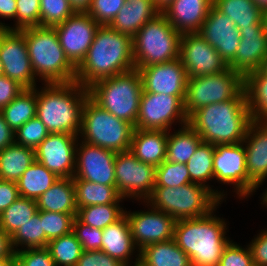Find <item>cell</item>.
<instances>
[{
    "mask_svg": "<svg viewBox=\"0 0 267 266\" xmlns=\"http://www.w3.org/2000/svg\"><path fill=\"white\" fill-rule=\"evenodd\" d=\"M181 34L160 12L132 38L135 67H147L179 58Z\"/></svg>",
    "mask_w": 267,
    "mask_h": 266,
    "instance_id": "8",
    "label": "cell"
},
{
    "mask_svg": "<svg viewBox=\"0 0 267 266\" xmlns=\"http://www.w3.org/2000/svg\"><path fill=\"white\" fill-rule=\"evenodd\" d=\"M243 90L244 77L229 67L218 74L188 77L185 114L189 117L203 106L233 99Z\"/></svg>",
    "mask_w": 267,
    "mask_h": 266,
    "instance_id": "10",
    "label": "cell"
},
{
    "mask_svg": "<svg viewBox=\"0 0 267 266\" xmlns=\"http://www.w3.org/2000/svg\"><path fill=\"white\" fill-rule=\"evenodd\" d=\"M70 8L74 13H88L91 8L92 0H68Z\"/></svg>",
    "mask_w": 267,
    "mask_h": 266,
    "instance_id": "58",
    "label": "cell"
},
{
    "mask_svg": "<svg viewBox=\"0 0 267 266\" xmlns=\"http://www.w3.org/2000/svg\"><path fill=\"white\" fill-rule=\"evenodd\" d=\"M248 246L254 266H267V230H262Z\"/></svg>",
    "mask_w": 267,
    "mask_h": 266,
    "instance_id": "53",
    "label": "cell"
},
{
    "mask_svg": "<svg viewBox=\"0 0 267 266\" xmlns=\"http://www.w3.org/2000/svg\"><path fill=\"white\" fill-rule=\"evenodd\" d=\"M244 90L252 121L267 122V75L260 69L248 73Z\"/></svg>",
    "mask_w": 267,
    "mask_h": 266,
    "instance_id": "32",
    "label": "cell"
},
{
    "mask_svg": "<svg viewBox=\"0 0 267 266\" xmlns=\"http://www.w3.org/2000/svg\"><path fill=\"white\" fill-rule=\"evenodd\" d=\"M254 2L262 11L267 9V0H254Z\"/></svg>",
    "mask_w": 267,
    "mask_h": 266,
    "instance_id": "60",
    "label": "cell"
},
{
    "mask_svg": "<svg viewBox=\"0 0 267 266\" xmlns=\"http://www.w3.org/2000/svg\"><path fill=\"white\" fill-rule=\"evenodd\" d=\"M239 33L240 44L228 67L245 77L261 68L267 56V35L263 20L255 28H240Z\"/></svg>",
    "mask_w": 267,
    "mask_h": 266,
    "instance_id": "22",
    "label": "cell"
},
{
    "mask_svg": "<svg viewBox=\"0 0 267 266\" xmlns=\"http://www.w3.org/2000/svg\"><path fill=\"white\" fill-rule=\"evenodd\" d=\"M58 179L52 171L35 161L17 181L19 196L37 200Z\"/></svg>",
    "mask_w": 267,
    "mask_h": 266,
    "instance_id": "34",
    "label": "cell"
},
{
    "mask_svg": "<svg viewBox=\"0 0 267 266\" xmlns=\"http://www.w3.org/2000/svg\"><path fill=\"white\" fill-rule=\"evenodd\" d=\"M77 209L89 205L119 204L124 198L116 186L102 185L87 180H73Z\"/></svg>",
    "mask_w": 267,
    "mask_h": 266,
    "instance_id": "36",
    "label": "cell"
},
{
    "mask_svg": "<svg viewBox=\"0 0 267 266\" xmlns=\"http://www.w3.org/2000/svg\"><path fill=\"white\" fill-rule=\"evenodd\" d=\"M36 161L35 150L16 143L0 151V179L17 182Z\"/></svg>",
    "mask_w": 267,
    "mask_h": 266,
    "instance_id": "30",
    "label": "cell"
},
{
    "mask_svg": "<svg viewBox=\"0 0 267 266\" xmlns=\"http://www.w3.org/2000/svg\"><path fill=\"white\" fill-rule=\"evenodd\" d=\"M120 204L89 205L78 209L77 218L92 228L104 229L124 215Z\"/></svg>",
    "mask_w": 267,
    "mask_h": 266,
    "instance_id": "41",
    "label": "cell"
},
{
    "mask_svg": "<svg viewBox=\"0 0 267 266\" xmlns=\"http://www.w3.org/2000/svg\"><path fill=\"white\" fill-rule=\"evenodd\" d=\"M37 90L36 116L49 133L80 135L82 109L88 88L76 81L43 84Z\"/></svg>",
    "mask_w": 267,
    "mask_h": 266,
    "instance_id": "3",
    "label": "cell"
},
{
    "mask_svg": "<svg viewBox=\"0 0 267 266\" xmlns=\"http://www.w3.org/2000/svg\"><path fill=\"white\" fill-rule=\"evenodd\" d=\"M14 252L29 248H44L49 240L45 236L40 210L25 224L21 225L10 237ZM22 247L21 249L17 247Z\"/></svg>",
    "mask_w": 267,
    "mask_h": 266,
    "instance_id": "38",
    "label": "cell"
},
{
    "mask_svg": "<svg viewBox=\"0 0 267 266\" xmlns=\"http://www.w3.org/2000/svg\"><path fill=\"white\" fill-rule=\"evenodd\" d=\"M72 232L81 243V247L84 251L101 250L102 229L92 228L75 217Z\"/></svg>",
    "mask_w": 267,
    "mask_h": 266,
    "instance_id": "47",
    "label": "cell"
},
{
    "mask_svg": "<svg viewBox=\"0 0 267 266\" xmlns=\"http://www.w3.org/2000/svg\"><path fill=\"white\" fill-rule=\"evenodd\" d=\"M19 197L17 182L0 179V214Z\"/></svg>",
    "mask_w": 267,
    "mask_h": 266,
    "instance_id": "54",
    "label": "cell"
},
{
    "mask_svg": "<svg viewBox=\"0 0 267 266\" xmlns=\"http://www.w3.org/2000/svg\"><path fill=\"white\" fill-rule=\"evenodd\" d=\"M213 0H174L161 13L180 33L199 32Z\"/></svg>",
    "mask_w": 267,
    "mask_h": 266,
    "instance_id": "24",
    "label": "cell"
},
{
    "mask_svg": "<svg viewBox=\"0 0 267 266\" xmlns=\"http://www.w3.org/2000/svg\"><path fill=\"white\" fill-rule=\"evenodd\" d=\"M126 0H92L88 14L99 24L109 25Z\"/></svg>",
    "mask_w": 267,
    "mask_h": 266,
    "instance_id": "49",
    "label": "cell"
},
{
    "mask_svg": "<svg viewBox=\"0 0 267 266\" xmlns=\"http://www.w3.org/2000/svg\"><path fill=\"white\" fill-rule=\"evenodd\" d=\"M135 68L141 75L144 92L178 96L184 102L188 75L180 58Z\"/></svg>",
    "mask_w": 267,
    "mask_h": 266,
    "instance_id": "20",
    "label": "cell"
},
{
    "mask_svg": "<svg viewBox=\"0 0 267 266\" xmlns=\"http://www.w3.org/2000/svg\"><path fill=\"white\" fill-rule=\"evenodd\" d=\"M213 6L226 14L238 28H255L263 20V11L254 0H213Z\"/></svg>",
    "mask_w": 267,
    "mask_h": 266,
    "instance_id": "33",
    "label": "cell"
},
{
    "mask_svg": "<svg viewBox=\"0 0 267 266\" xmlns=\"http://www.w3.org/2000/svg\"><path fill=\"white\" fill-rule=\"evenodd\" d=\"M0 266H14V259H0Z\"/></svg>",
    "mask_w": 267,
    "mask_h": 266,
    "instance_id": "61",
    "label": "cell"
},
{
    "mask_svg": "<svg viewBox=\"0 0 267 266\" xmlns=\"http://www.w3.org/2000/svg\"><path fill=\"white\" fill-rule=\"evenodd\" d=\"M37 89H24L0 111L14 132L36 116Z\"/></svg>",
    "mask_w": 267,
    "mask_h": 266,
    "instance_id": "37",
    "label": "cell"
},
{
    "mask_svg": "<svg viewBox=\"0 0 267 266\" xmlns=\"http://www.w3.org/2000/svg\"><path fill=\"white\" fill-rule=\"evenodd\" d=\"M80 143L78 142L76 147L73 180H87L102 185L116 186L115 159L117 152L83 141Z\"/></svg>",
    "mask_w": 267,
    "mask_h": 266,
    "instance_id": "15",
    "label": "cell"
},
{
    "mask_svg": "<svg viewBox=\"0 0 267 266\" xmlns=\"http://www.w3.org/2000/svg\"><path fill=\"white\" fill-rule=\"evenodd\" d=\"M179 58L188 77L218 74L228 68L216 49L198 32L181 34Z\"/></svg>",
    "mask_w": 267,
    "mask_h": 266,
    "instance_id": "16",
    "label": "cell"
},
{
    "mask_svg": "<svg viewBox=\"0 0 267 266\" xmlns=\"http://www.w3.org/2000/svg\"><path fill=\"white\" fill-rule=\"evenodd\" d=\"M134 68L132 38L108 25H100L85 58L76 68L75 81L88 88L95 81Z\"/></svg>",
    "mask_w": 267,
    "mask_h": 266,
    "instance_id": "1",
    "label": "cell"
},
{
    "mask_svg": "<svg viewBox=\"0 0 267 266\" xmlns=\"http://www.w3.org/2000/svg\"><path fill=\"white\" fill-rule=\"evenodd\" d=\"M156 8L161 12L164 8H166L170 3L174 0H153Z\"/></svg>",
    "mask_w": 267,
    "mask_h": 266,
    "instance_id": "59",
    "label": "cell"
},
{
    "mask_svg": "<svg viewBox=\"0 0 267 266\" xmlns=\"http://www.w3.org/2000/svg\"><path fill=\"white\" fill-rule=\"evenodd\" d=\"M218 266H254L250 247L242 248L232 240L223 250Z\"/></svg>",
    "mask_w": 267,
    "mask_h": 266,
    "instance_id": "50",
    "label": "cell"
},
{
    "mask_svg": "<svg viewBox=\"0 0 267 266\" xmlns=\"http://www.w3.org/2000/svg\"><path fill=\"white\" fill-rule=\"evenodd\" d=\"M0 259H14L10 236L0 228Z\"/></svg>",
    "mask_w": 267,
    "mask_h": 266,
    "instance_id": "57",
    "label": "cell"
},
{
    "mask_svg": "<svg viewBox=\"0 0 267 266\" xmlns=\"http://www.w3.org/2000/svg\"><path fill=\"white\" fill-rule=\"evenodd\" d=\"M150 207L148 211H124L134 244L139 251L149 244L174 239L176 220L169 214Z\"/></svg>",
    "mask_w": 267,
    "mask_h": 266,
    "instance_id": "19",
    "label": "cell"
},
{
    "mask_svg": "<svg viewBox=\"0 0 267 266\" xmlns=\"http://www.w3.org/2000/svg\"><path fill=\"white\" fill-rule=\"evenodd\" d=\"M25 88L17 81L0 76V111L17 97Z\"/></svg>",
    "mask_w": 267,
    "mask_h": 266,
    "instance_id": "52",
    "label": "cell"
},
{
    "mask_svg": "<svg viewBox=\"0 0 267 266\" xmlns=\"http://www.w3.org/2000/svg\"><path fill=\"white\" fill-rule=\"evenodd\" d=\"M22 31L36 78L44 84L75 81L76 68L67 59L54 27L40 25Z\"/></svg>",
    "mask_w": 267,
    "mask_h": 266,
    "instance_id": "5",
    "label": "cell"
},
{
    "mask_svg": "<svg viewBox=\"0 0 267 266\" xmlns=\"http://www.w3.org/2000/svg\"><path fill=\"white\" fill-rule=\"evenodd\" d=\"M100 25L88 13H74L54 26L60 45L70 63L77 68L85 58Z\"/></svg>",
    "mask_w": 267,
    "mask_h": 266,
    "instance_id": "17",
    "label": "cell"
},
{
    "mask_svg": "<svg viewBox=\"0 0 267 266\" xmlns=\"http://www.w3.org/2000/svg\"><path fill=\"white\" fill-rule=\"evenodd\" d=\"M0 61L3 73L25 89L36 87V76L31 66L25 34L22 30L0 29Z\"/></svg>",
    "mask_w": 267,
    "mask_h": 266,
    "instance_id": "14",
    "label": "cell"
},
{
    "mask_svg": "<svg viewBox=\"0 0 267 266\" xmlns=\"http://www.w3.org/2000/svg\"><path fill=\"white\" fill-rule=\"evenodd\" d=\"M213 173L220 183L234 185L235 193L247 198L256 192V184L248 177L246 150L243 142L214 146Z\"/></svg>",
    "mask_w": 267,
    "mask_h": 266,
    "instance_id": "12",
    "label": "cell"
},
{
    "mask_svg": "<svg viewBox=\"0 0 267 266\" xmlns=\"http://www.w3.org/2000/svg\"><path fill=\"white\" fill-rule=\"evenodd\" d=\"M16 5V0H0V18H13L16 22ZM0 29H8V26L0 22Z\"/></svg>",
    "mask_w": 267,
    "mask_h": 266,
    "instance_id": "56",
    "label": "cell"
},
{
    "mask_svg": "<svg viewBox=\"0 0 267 266\" xmlns=\"http://www.w3.org/2000/svg\"><path fill=\"white\" fill-rule=\"evenodd\" d=\"M248 177L257 185L267 178V122L252 121L243 140Z\"/></svg>",
    "mask_w": 267,
    "mask_h": 266,
    "instance_id": "23",
    "label": "cell"
},
{
    "mask_svg": "<svg viewBox=\"0 0 267 266\" xmlns=\"http://www.w3.org/2000/svg\"><path fill=\"white\" fill-rule=\"evenodd\" d=\"M263 24L267 35V9L263 11Z\"/></svg>",
    "mask_w": 267,
    "mask_h": 266,
    "instance_id": "63",
    "label": "cell"
},
{
    "mask_svg": "<svg viewBox=\"0 0 267 266\" xmlns=\"http://www.w3.org/2000/svg\"><path fill=\"white\" fill-rule=\"evenodd\" d=\"M251 122L245 90L228 101L203 106L188 117V124L202 141L214 146L243 142Z\"/></svg>",
    "mask_w": 267,
    "mask_h": 266,
    "instance_id": "2",
    "label": "cell"
},
{
    "mask_svg": "<svg viewBox=\"0 0 267 266\" xmlns=\"http://www.w3.org/2000/svg\"><path fill=\"white\" fill-rule=\"evenodd\" d=\"M15 143V132L5 122L0 112V151Z\"/></svg>",
    "mask_w": 267,
    "mask_h": 266,
    "instance_id": "55",
    "label": "cell"
},
{
    "mask_svg": "<svg viewBox=\"0 0 267 266\" xmlns=\"http://www.w3.org/2000/svg\"><path fill=\"white\" fill-rule=\"evenodd\" d=\"M49 134L46 126L35 116L15 131V143L35 150Z\"/></svg>",
    "mask_w": 267,
    "mask_h": 266,
    "instance_id": "45",
    "label": "cell"
},
{
    "mask_svg": "<svg viewBox=\"0 0 267 266\" xmlns=\"http://www.w3.org/2000/svg\"><path fill=\"white\" fill-rule=\"evenodd\" d=\"M37 212L36 200L19 197L0 214V228L11 237Z\"/></svg>",
    "mask_w": 267,
    "mask_h": 266,
    "instance_id": "39",
    "label": "cell"
},
{
    "mask_svg": "<svg viewBox=\"0 0 267 266\" xmlns=\"http://www.w3.org/2000/svg\"><path fill=\"white\" fill-rule=\"evenodd\" d=\"M201 142V137L189 124L172 134L168 131L166 160L186 164Z\"/></svg>",
    "mask_w": 267,
    "mask_h": 266,
    "instance_id": "35",
    "label": "cell"
},
{
    "mask_svg": "<svg viewBox=\"0 0 267 266\" xmlns=\"http://www.w3.org/2000/svg\"><path fill=\"white\" fill-rule=\"evenodd\" d=\"M214 145L211 143L201 142L195 150L193 156L186 163L187 169L190 175L191 183L200 184L210 189L221 201L224 200V190L221 192L212 189L209 184H206L208 180L214 179L213 173V156ZM223 199V200H222Z\"/></svg>",
    "mask_w": 267,
    "mask_h": 266,
    "instance_id": "31",
    "label": "cell"
},
{
    "mask_svg": "<svg viewBox=\"0 0 267 266\" xmlns=\"http://www.w3.org/2000/svg\"><path fill=\"white\" fill-rule=\"evenodd\" d=\"M135 257L132 266H192L190 257L174 239L149 244Z\"/></svg>",
    "mask_w": 267,
    "mask_h": 266,
    "instance_id": "28",
    "label": "cell"
},
{
    "mask_svg": "<svg viewBox=\"0 0 267 266\" xmlns=\"http://www.w3.org/2000/svg\"><path fill=\"white\" fill-rule=\"evenodd\" d=\"M76 266H125L104 251H83Z\"/></svg>",
    "mask_w": 267,
    "mask_h": 266,
    "instance_id": "51",
    "label": "cell"
},
{
    "mask_svg": "<svg viewBox=\"0 0 267 266\" xmlns=\"http://www.w3.org/2000/svg\"><path fill=\"white\" fill-rule=\"evenodd\" d=\"M265 190H266V191H264L265 193L263 192V194H262L263 196H261L262 197L261 198L262 199L261 200L262 201L261 204H263V205L265 204V206L267 208V189H265Z\"/></svg>",
    "mask_w": 267,
    "mask_h": 266,
    "instance_id": "64",
    "label": "cell"
},
{
    "mask_svg": "<svg viewBox=\"0 0 267 266\" xmlns=\"http://www.w3.org/2000/svg\"><path fill=\"white\" fill-rule=\"evenodd\" d=\"M40 25L54 27L74 14L68 0H40Z\"/></svg>",
    "mask_w": 267,
    "mask_h": 266,
    "instance_id": "44",
    "label": "cell"
},
{
    "mask_svg": "<svg viewBox=\"0 0 267 266\" xmlns=\"http://www.w3.org/2000/svg\"><path fill=\"white\" fill-rule=\"evenodd\" d=\"M156 168L135 157L129 150L117 152L116 189L122 198L146 201L155 186Z\"/></svg>",
    "mask_w": 267,
    "mask_h": 266,
    "instance_id": "13",
    "label": "cell"
},
{
    "mask_svg": "<svg viewBox=\"0 0 267 266\" xmlns=\"http://www.w3.org/2000/svg\"><path fill=\"white\" fill-rule=\"evenodd\" d=\"M198 33L216 49L227 65L235 58L240 44L239 30L229 16L213 5Z\"/></svg>",
    "mask_w": 267,
    "mask_h": 266,
    "instance_id": "21",
    "label": "cell"
},
{
    "mask_svg": "<svg viewBox=\"0 0 267 266\" xmlns=\"http://www.w3.org/2000/svg\"><path fill=\"white\" fill-rule=\"evenodd\" d=\"M2 75H4V73H3L2 63H1V61H0V76H2Z\"/></svg>",
    "mask_w": 267,
    "mask_h": 266,
    "instance_id": "65",
    "label": "cell"
},
{
    "mask_svg": "<svg viewBox=\"0 0 267 266\" xmlns=\"http://www.w3.org/2000/svg\"><path fill=\"white\" fill-rule=\"evenodd\" d=\"M79 139L77 135L50 133L35 149L36 161L58 178H73Z\"/></svg>",
    "mask_w": 267,
    "mask_h": 266,
    "instance_id": "18",
    "label": "cell"
},
{
    "mask_svg": "<svg viewBox=\"0 0 267 266\" xmlns=\"http://www.w3.org/2000/svg\"><path fill=\"white\" fill-rule=\"evenodd\" d=\"M260 70L267 75V56L263 60Z\"/></svg>",
    "mask_w": 267,
    "mask_h": 266,
    "instance_id": "62",
    "label": "cell"
},
{
    "mask_svg": "<svg viewBox=\"0 0 267 266\" xmlns=\"http://www.w3.org/2000/svg\"><path fill=\"white\" fill-rule=\"evenodd\" d=\"M159 13L153 0H126L108 26L133 38L148 21Z\"/></svg>",
    "mask_w": 267,
    "mask_h": 266,
    "instance_id": "25",
    "label": "cell"
},
{
    "mask_svg": "<svg viewBox=\"0 0 267 266\" xmlns=\"http://www.w3.org/2000/svg\"><path fill=\"white\" fill-rule=\"evenodd\" d=\"M36 203L38 210L77 214L73 178H59L36 200Z\"/></svg>",
    "mask_w": 267,
    "mask_h": 266,
    "instance_id": "29",
    "label": "cell"
},
{
    "mask_svg": "<svg viewBox=\"0 0 267 266\" xmlns=\"http://www.w3.org/2000/svg\"><path fill=\"white\" fill-rule=\"evenodd\" d=\"M134 129L131 123L117 118L87 97L82 109L81 141L124 152L130 149Z\"/></svg>",
    "mask_w": 267,
    "mask_h": 266,
    "instance_id": "9",
    "label": "cell"
},
{
    "mask_svg": "<svg viewBox=\"0 0 267 266\" xmlns=\"http://www.w3.org/2000/svg\"><path fill=\"white\" fill-rule=\"evenodd\" d=\"M138 251L131 235L130 225L125 214L115 223L103 229L102 248L106 254L125 266H130L132 253Z\"/></svg>",
    "mask_w": 267,
    "mask_h": 266,
    "instance_id": "27",
    "label": "cell"
},
{
    "mask_svg": "<svg viewBox=\"0 0 267 266\" xmlns=\"http://www.w3.org/2000/svg\"><path fill=\"white\" fill-rule=\"evenodd\" d=\"M142 91L143 82L136 68L100 79L88 87L89 97L96 104L134 127Z\"/></svg>",
    "mask_w": 267,
    "mask_h": 266,
    "instance_id": "6",
    "label": "cell"
},
{
    "mask_svg": "<svg viewBox=\"0 0 267 266\" xmlns=\"http://www.w3.org/2000/svg\"><path fill=\"white\" fill-rule=\"evenodd\" d=\"M14 266H56L46 247L14 252Z\"/></svg>",
    "mask_w": 267,
    "mask_h": 266,
    "instance_id": "48",
    "label": "cell"
},
{
    "mask_svg": "<svg viewBox=\"0 0 267 266\" xmlns=\"http://www.w3.org/2000/svg\"><path fill=\"white\" fill-rule=\"evenodd\" d=\"M46 248L56 266H76L84 251L73 232L50 240Z\"/></svg>",
    "mask_w": 267,
    "mask_h": 266,
    "instance_id": "40",
    "label": "cell"
},
{
    "mask_svg": "<svg viewBox=\"0 0 267 266\" xmlns=\"http://www.w3.org/2000/svg\"><path fill=\"white\" fill-rule=\"evenodd\" d=\"M214 211L200 218L176 220L174 240L190 257L192 266H218L229 243L225 220Z\"/></svg>",
    "mask_w": 267,
    "mask_h": 266,
    "instance_id": "4",
    "label": "cell"
},
{
    "mask_svg": "<svg viewBox=\"0 0 267 266\" xmlns=\"http://www.w3.org/2000/svg\"><path fill=\"white\" fill-rule=\"evenodd\" d=\"M175 122L181 126L188 124L184 102L178 96L142 91L134 128L170 131Z\"/></svg>",
    "mask_w": 267,
    "mask_h": 266,
    "instance_id": "11",
    "label": "cell"
},
{
    "mask_svg": "<svg viewBox=\"0 0 267 266\" xmlns=\"http://www.w3.org/2000/svg\"><path fill=\"white\" fill-rule=\"evenodd\" d=\"M16 23L9 30L40 26V0H16Z\"/></svg>",
    "mask_w": 267,
    "mask_h": 266,
    "instance_id": "46",
    "label": "cell"
},
{
    "mask_svg": "<svg viewBox=\"0 0 267 266\" xmlns=\"http://www.w3.org/2000/svg\"><path fill=\"white\" fill-rule=\"evenodd\" d=\"M77 214H64L40 210L42 226L46 238L50 241L69 234L73 229V222Z\"/></svg>",
    "mask_w": 267,
    "mask_h": 266,
    "instance_id": "43",
    "label": "cell"
},
{
    "mask_svg": "<svg viewBox=\"0 0 267 266\" xmlns=\"http://www.w3.org/2000/svg\"><path fill=\"white\" fill-rule=\"evenodd\" d=\"M191 183L186 164L165 160L156 167L154 187H179Z\"/></svg>",
    "mask_w": 267,
    "mask_h": 266,
    "instance_id": "42",
    "label": "cell"
},
{
    "mask_svg": "<svg viewBox=\"0 0 267 266\" xmlns=\"http://www.w3.org/2000/svg\"><path fill=\"white\" fill-rule=\"evenodd\" d=\"M168 131L135 128L129 151L155 168L166 160Z\"/></svg>",
    "mask_w": 267,
    "mask_h": 266,
    "instance_id": "26",
    "label": "cell"
},
{
    "mask_svg": "<svg viewBox=\"0 0 267 266\" xmlns=\"http://www.w3.org/2000/svg\"><path fill=\"white\" fill-rule=\"evenodd\" d=\"M220 202L210 189L188 183L179 187H154L145 204L180 220L206 216L217 210Z\"/></svg>",
    "mask_w": 267,
    "mask_h": 266,
    "instance_id": "7",
    "label": "cell"
}]
</instances>
